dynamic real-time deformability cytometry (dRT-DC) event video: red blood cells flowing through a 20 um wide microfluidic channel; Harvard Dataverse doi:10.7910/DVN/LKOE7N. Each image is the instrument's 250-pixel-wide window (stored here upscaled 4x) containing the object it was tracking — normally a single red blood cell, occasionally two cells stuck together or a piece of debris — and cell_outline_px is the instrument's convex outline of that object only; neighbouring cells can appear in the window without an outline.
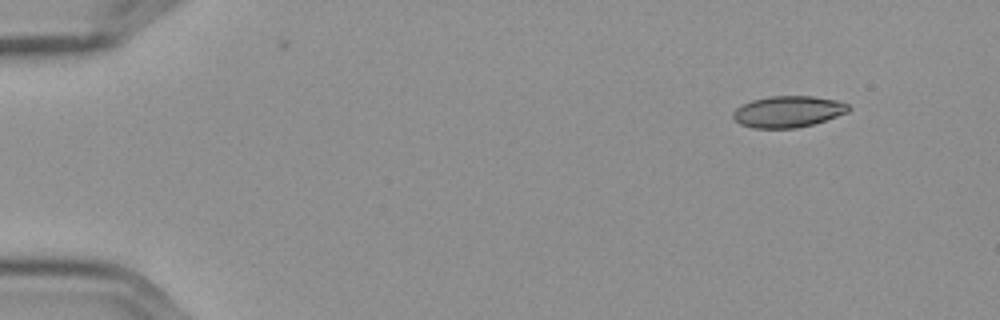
{"species": "Egyptian fruit bat (a non-hibernating species)", "species_latin": "Rousettus aegyptiacus", "temperature_condition": "cold", "stored_images_in_passage": 6, "camera_frame_rate_fps": 3000, "um_per_image_px": 0.085, "frame": {"image": 1, "passage_image": 2, "time_ms": 0.333, "image_size_px": [1000, 320], "cell_outline_px": [[852, 108], [848, 112], [812, 124], [796, 128], [752, 128], [740, 124], [732, 116], [732, 112], [736, 108], [752, 100], [768, 96], [812, 96], [836, 100], [848, 104]], "centroid_in_image_um": [66.97, 9.48], "position_along_channel_um": 18.0, "area_um2": 21.04}}
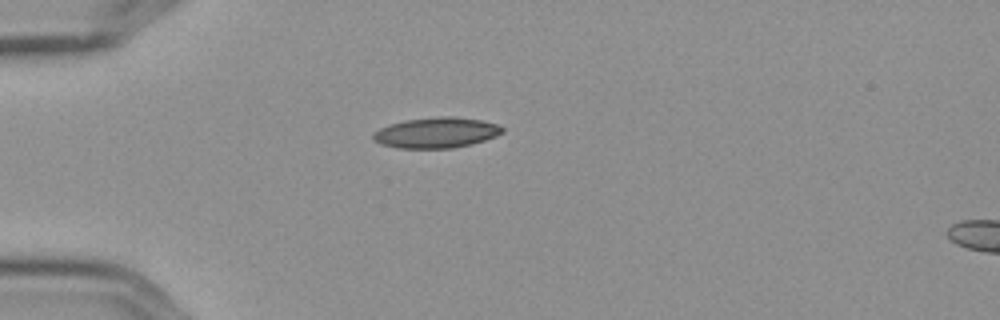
{"frame": {"image": 2, "passage_image": 5, "time_ms": 1.333, "image_size_px": [1000, 320], "cell_outline_px": [[504, 132], [496, 136], [472, 144], [452, 148], [396, 148], [380, 144], [372, 140], [372, 132], [388, 124], [404, 120], [436, 116], [456, 116], [480, 120], [496, 124], [504, 128]], "centroid_in_image_um": [37.04, 11.27], "position_along_channel_um": 48.0, "area_um2": 23.29}}